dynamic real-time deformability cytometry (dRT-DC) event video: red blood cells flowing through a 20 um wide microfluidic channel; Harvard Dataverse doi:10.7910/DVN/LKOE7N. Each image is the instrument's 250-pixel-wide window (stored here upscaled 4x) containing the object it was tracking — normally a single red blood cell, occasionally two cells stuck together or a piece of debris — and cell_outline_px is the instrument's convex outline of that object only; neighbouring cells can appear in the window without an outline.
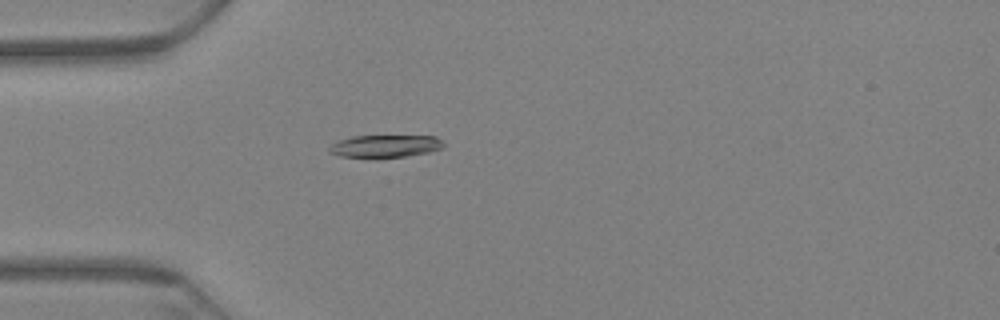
{"species": "Egyptian fruit bat (a non-hibernating species)", "species_latin": "Rousettus aegyptiacus", "temperature_condition": "warm", "stored_images_in_passage": 53, "camera_frame_rate_fps": 3000, "um_per_image_px": 0.085, "animal": {"sex": "female"}, "frame": {"image": 1, "passage_image": 7, "time_ms": 2.0, "image_size_px": [1000, 320], "cell_outline_px": [[444, 144], [440, 148], [428, 152], [404, 156], [340, 156], [332, 152], [328, 148], [332, 144], [340, 140], [352, 136], [436, 136]], "centroid_in_image_um": [32.75, 12.39], "position_along_channel_um": 52.2, "area_um2": 14.28}}
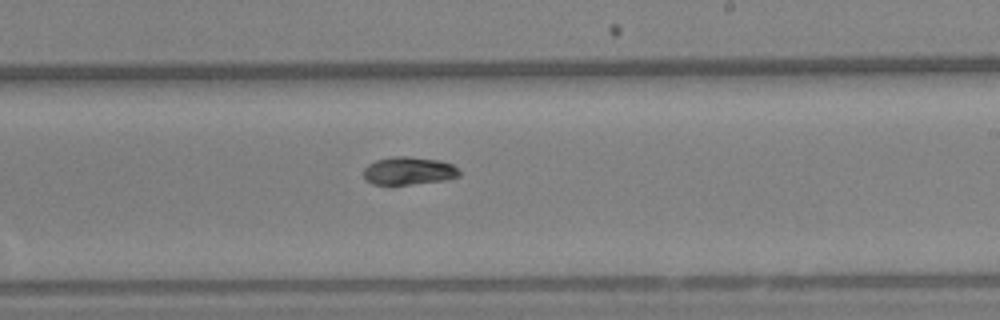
{"frame": {"image": 2, "passage_image": 27, "time_ms": 8.667, "image_size_px": [1000, 320], "cell_outline_px": [[460, 176], [444, 180], [412, 184], [372, 184], [364, 176], [364, 168], [368, 164], [376, 160], [392, 156], [408, 156], [440, 160], [452, 164], [460, 172]], "centroid_in_image_um": [34.74, 14.51], "position_along_channel_um": 254.3, "area_um2": 15.49}}
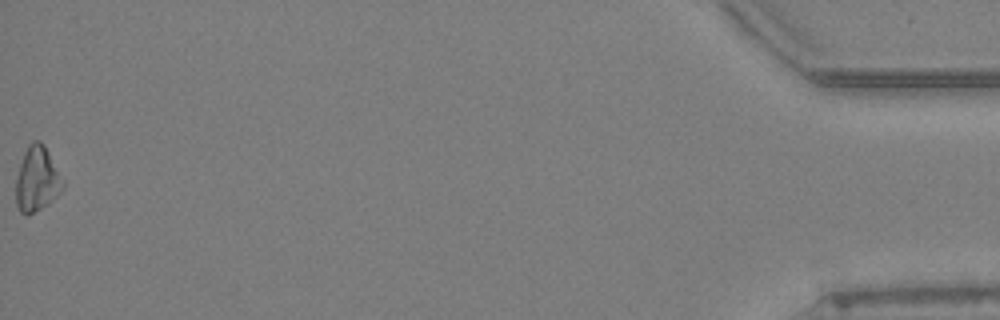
{"frame": {"image": 3, "passage_image": 53, "time_ms": 17.333, "image_size_px": [1000, 320], "cell_outline_px": [[64, 188], [52, 200], [40, 208], [32, 212], [20, 212], [16, 204], [16, 180], [20, 164], [24, 152], [28, 144], [32, 140], [40, 140], [44, 144], [64, 184]], "centroid_in_image_um": [3.13, 15.18], "position_along_channel_um": 432.1, "area_um2": 17.22}, "authors_computed_cell_mechanics": {"area_um2": 15.8372, "velocity_mm_per_s": 3.1933, "shape_relaxation_time_tau1_ms": 5.6322, "shape_relaxation_time_tau2_ms": null, "deformation_change_tau1": 0.1971, "deformation_change_tau2": null}}